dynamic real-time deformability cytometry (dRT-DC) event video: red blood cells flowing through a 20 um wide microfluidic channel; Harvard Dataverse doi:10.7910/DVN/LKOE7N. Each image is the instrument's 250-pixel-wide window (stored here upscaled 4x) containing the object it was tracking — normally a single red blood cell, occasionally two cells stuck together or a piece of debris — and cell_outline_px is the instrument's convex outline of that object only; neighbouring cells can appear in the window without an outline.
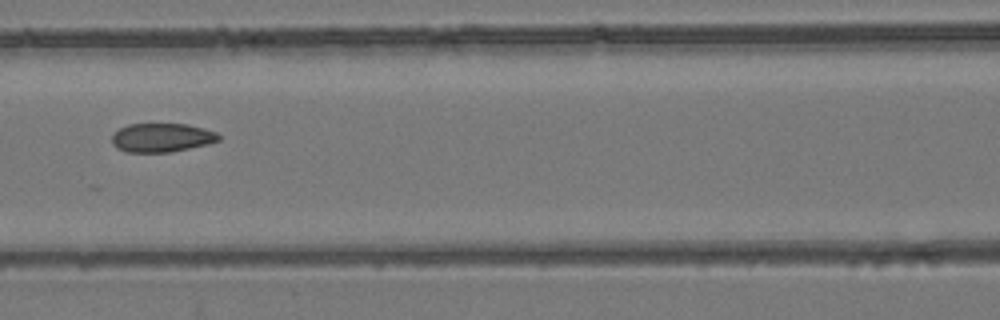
{"species": "common noctule bat (a hibernating species)", "species_latin": "Nyctalus noctula", "temperature_condition": "room temperature", "stored_images_in_passage": 7, "camera_frame_rate_fps": 3000, "um_per_image_px": 0.085, "animal": {"sex": "female", "body_mass_g": 24.6, "forearm_length_mm": 56.2}, "frame": {"image": 1, "passage_image": 7, "time_ms": 7.0, "image_size_px": [1000, 320], "cell_outline_px": [[220, 140], [208, 144], [172, 152], [124, 152], [116, 148], [112, 144], [112, 136], [120, 128], [128, 124], [188, 124], [204, 128], [216, 132], [220, 136]], "centroid_in_image_um": [13.75, 11.7], "position_along_channel_um": 152.8, "area_um2": 18.03}}